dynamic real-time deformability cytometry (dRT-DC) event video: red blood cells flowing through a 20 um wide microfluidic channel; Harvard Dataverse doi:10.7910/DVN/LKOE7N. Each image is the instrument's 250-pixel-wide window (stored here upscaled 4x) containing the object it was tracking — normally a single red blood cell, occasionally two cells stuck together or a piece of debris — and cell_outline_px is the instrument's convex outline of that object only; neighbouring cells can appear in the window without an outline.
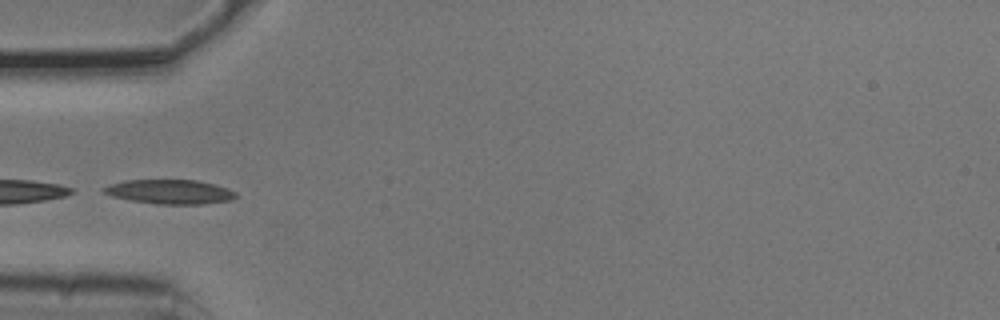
{"species": "common noctule bat (a hibernating species)", "species_latin": "Nyctalus noctula", "temperature_condition": "cold", "stored_images_in_passage": 5, "camera_frame_rate_fps": 3000, "um_per_image_px": 0.085, "animal": {"sex": "male", "body_mass_g": 20.5, "forearm_length_mm": 52.5}, "frame": {"image": 1, "passage_image": 5, "time_ms": 1.333, "image_size_px": [1000, 320], "cell_outline_px": [[236, 196], [232, 200], [204, 204], [156, 204], [132, 200], [112, 196], [104, 192], [100, 188], [108, 184], [124, 180], [196, 180], [216, 184], [228, 188], [236, 192]], "centroid_in_image_um": [14.44, 16.29], "position_along_channel_um": 70.6, "area_um2": 18.84}}